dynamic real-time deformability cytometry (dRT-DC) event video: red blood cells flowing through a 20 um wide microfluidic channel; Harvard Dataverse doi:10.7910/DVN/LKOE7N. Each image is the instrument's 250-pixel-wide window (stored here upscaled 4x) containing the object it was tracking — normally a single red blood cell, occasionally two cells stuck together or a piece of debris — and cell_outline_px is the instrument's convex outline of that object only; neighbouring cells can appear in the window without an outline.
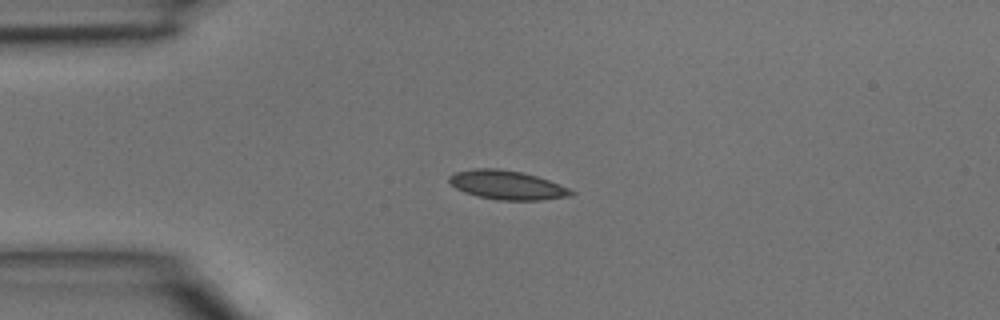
{"species": "common noctule bat (a hibernating species)", "species_latin": "Nyctalus noctula", "temperature_condition": "room temperature", "stored_images_in_passage": 3, "camera_frame_rate_fps": 3000, "um_per_image_px": 0.085, "animal": {"sex": "male", "body_mass_g": 15.6}, "frame": {"image": 1, "passage_image": 3, "time_ms": 0.667, "image_size_px": [1000, 320], "cell_outline_px": [[576, 192], [572, 196], [540, 200], [496, 200], [476, 196], [464, 192], [456, 188], [448, 180], [448, 176], [456, 172], [476, 168], [496, 168], [520, 172], [536, 176], [548, 180], [568, 188]], "centroid_in_image_um": [43.09, 15.74], "position_along_channel_um": 41.9, "area_um2": 20.52}}